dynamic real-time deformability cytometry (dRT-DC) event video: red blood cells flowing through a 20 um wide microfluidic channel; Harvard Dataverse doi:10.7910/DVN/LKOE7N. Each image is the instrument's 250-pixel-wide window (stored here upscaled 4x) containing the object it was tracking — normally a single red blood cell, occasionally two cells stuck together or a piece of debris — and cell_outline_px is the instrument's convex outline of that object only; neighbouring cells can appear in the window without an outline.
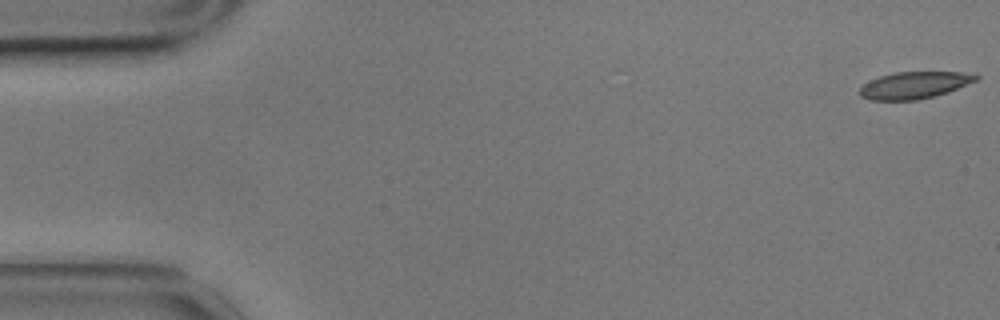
{"species": "common noctule bat (a hibernating species)", "species_latin": "Nyctalus noctula", "temperature_condition": "cold", "stored_images_in_passage": 50, "camera_frame_rate_fps": 3000, "um_per_image_px": 0.085, "animal": {"sex": "male", "body_mass_g": 17.9}, "frame": {"image": 1, "passage_image": 1, "time_ms": 0.0, "image_size_px": [1000, 320], "cell_outline_px": [[980, 80], [948, 92], [916, 100], [868, 100], [860, 96], [860, 88], [864, 84], [880, 76], [896, 72], [976, 72], [980, 76]], "centroid_in_image_um": [77.8, 7.23], "position_along_channel_um": 7.2, "area_um2": 18.38}}
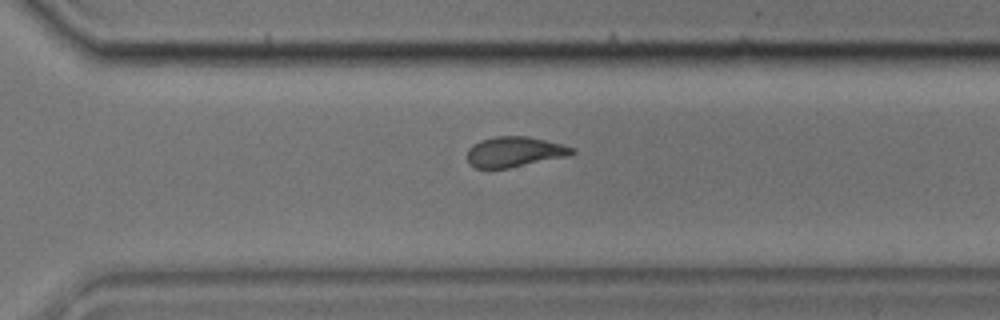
{"frame": {"image": 2, "passage_image": 40, "time_ms": 13.0, "image_size_px": [1000, 320], "cell_outline_px": [[576, 152], [568, 156], [508, 168], [476, 168], [468, 164], [468, 148], [472, 144], [480, 140], [496, 136], [528, 136], [564, 144], [576, 148]], "centroid_in_image_um": [43.75, 12.89], "position_along_channel_um": 326.8, "area_um2": 18.67}}
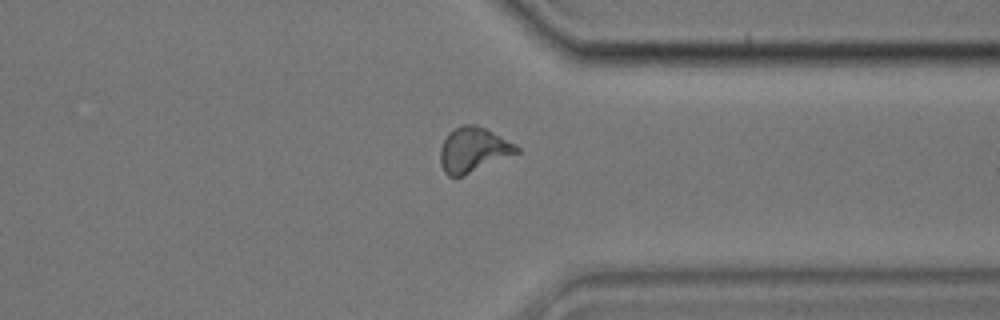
{"frame": {"image": 3, "passage_image": 44, "time_ms": 14.333, "image_size_px": [1000, 320], "cell_outline_px": [[520, 152], [460, 176], [448, 176], [444, 172], [440, 164], [440, 148], [448, 132], [464, 124], [476, 124], [516, 144], [520, 148]], "centroid_in_image_um": [40.21, 12.72], "position_along_channel_um": 371.2, "area_um2": 19.65}}